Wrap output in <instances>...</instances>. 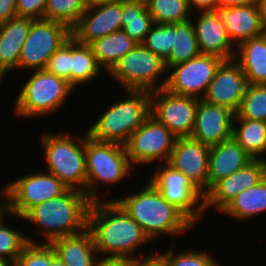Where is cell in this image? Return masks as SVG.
<instances>
[{
    "label": "cell",
    "mask_w": 266,
    "mask_h": 266,
    "mask_svg": "<svg viewBox=\"0 0 266 266\" xmlns=\"http://www.w3.org/2000/svg\"><path fill=\"white\" fill-rule=\"evenodd\" d=\"M232 137L254 159H265L263 156H266V122L233 119Z\"/></svg>",
    "instance_id": "obj_28"
},
{
    "label": "cell",
    "mask_w": 266,
    "mask_h": 266,
    "mask_svg": "<svg viewBox=\"0 0 266 266\" xmlns=\"http://www.w3.org/2000/svg\"><path fill=\"white\" fill-rule=\"evenodd\" d=\"M107 199L92 201L88 214L87 229L99 258L133 259L155 253L151 249L146 255L136 254L151 240L114 199Z\"/></svg>",
    "instance_id": "obj_1"
},
{
    "label": "cell",
    "mask_w": 266,
    "mask_h": 266,
    "mask_svg": "<svg viewBox=\"0 0 266 266\" xmlns=\"http://www.w3.org/2000/svg\"><path fill=\"white\" fill-rule=\"evenodd\" d=\"M34 19L16 16L0 24V73L5 77L18 71L21 48Z\"/></svg>",
    "instance_id": "obj_23"
},
{
    "label": "cell",
    "mask_w": 266,
    "mask_h": 266,
    "mask_svg": "<svg viewBox=\"0 0 266 266\" xmlns=\"http://www.w3.org/2000/svg\"><path fill=\"white\" fill-rule=\"evenodd\" d=\"M258 3V0H218V6L236 7Z\"/></svg>",
    "instance_id": "obj_45"
},
{
    "label": "cell",
    "mask_w": 266,
    "mask_h": 266,
    "mask_svg": "<svg viewBox=\"0 0 266 266\" xmlns=\"http://www.w3.org/2000/svg\"><path fill=\"white\" fill-rule=\"evenodd\" d=\"M50 245L66 266H95L99 260L88 229L76 235L55 239Z\"/></svg>",
    "instance_id": "obj_24"
},
{
    "label": "cell",
    "mask_w": 266,
    "mask_h": 266,
    "mask_svg": "<svg viewBox=\"0 0 266 266\" xmlns=\"http://www.w3.org/2000/svg\"><path fill=\"white\" fill-rule=\"evenodd\" d=\"M1 193H2L1 196H3V199H2L3 201L0 200V220L3 219L6 215L9 216V202H8L7 184H6V186H4V189H2Z\"/></svg>",
    "instance_id": "obj_46"
},
{
    "label": "cell",
    "mask_w": 266,
    "mask_h": 266,
    "mask_svg": "<svg viewBox=\"0 0 266 266\" xmlns=\"http://www.w3.org/2000/svg\"><path fill=\"white\" fill-rule=\"evenodd\" d=\"M262 22L266 31V0H258Z\"/></svg>",
    "instance_id": "obj_49"
},
{
    "label": "cell",
    "mask_w": 266,
    "mask_h": 266,
    "mask_svg": "<svg viewBox=\"0 0 266 266\" xmlns=\"http://www.w3.org/2000/svg\"><path fill=\"white\" fill-rule=\"evenodd\" d=\"M95 266H130V258H99Z\"/></svg>",
    "instance_id": "obj_44"
},
{
    "label": "cell",
    "mask_w": 266,
    "mask_h": 266,
    "mask_svg": "<svg viewBox=\"0 0 266 266\" xmlns=\"http://www.w3.org/2000/svg\"><path fill=\"white\" fill-rule=\"evenodd\" d=\"M46 70L71 84V38L50 57Z\"/></svg>",
    "instance_id": "obj_39"
},
{
    "label": "cell",
    "mask_w": 266,
    "mask_h": 266,
    "mask_svg": "<svg viewBox=\"0 0 266 266\" xmlns=\"http://www.w3.org/2000/svg\"><path fill=\"white\" fill-rule=\"evenodd\" d=\"M175 243L169 246L166 251L158 252L166 262L167 266H220L219 262L208 254L206 250H191L182 251L177 254L174 252ZM177 254V255H176Z\"/></svg>",
    "instance_id": "obj_37"
},
{
    "label": "cell",
    "mask_w": 266,
    "mask_h": 266,
    "mask_svg": "<svg viewBox=\"0 0 266 266\" xmlns=\"http://www.w3.org/2000/svg\"><path fill=\"white\" fill-rule=\"evenodd\" d=\"M47 0H17L16 11L19 17L44 19Z\"/></svg>",
    "instance_id": "obj_40"
},
{
    "label": "cell",
    "mask_w": 266,
    "mask_h": 266,
    "mask_svg": "<svg viewBox=\"0 0 266 266\" xmlns=\"http://www.w3.org/2000/svg\"><path fill=\"white\" fill-rule=\"evenodd\" d=\"M149 181L161 196L179 209L194 225L205 215L204 195L181 172L167 162L155 165ZM197 222V223H196Z\"/></svg>",
    "instance_id": "obj_9"
},
{
    "label": "cell",
    "mask_w": 266,
    "mask_h": 266,
    "mask_svg": "<svg viewBox=\"0 0 266 266\" xmlns=\"http://www.w3.org/2000/svg\"><path fill=\"white\" fill-rule=\"evenodd\" d=\"M177 137L150 115L126 142L125 149L132 166L166 163Z\"/></svg>",
    "instance_id": "obj_11"
},
{
    "label": "cell",
    "mask_w": 266,
    "mask_h": 266,
    "mask_svg": "<svg viewBox=\"0 0 266 266\" xmlns=\"http://www.w3.org/2000/svg\"><path fill=\"white\" fill-rule=\"evenodd\" d=\"M233 119L266 122V85L248 84Z\"/></svg>",
    "instance_id": "obj_33"
},
{
    "label": "cell",
    "mask_w": 266,
    "mask_h": 266,
    "mask_svg": "<svg viewBox=\"0 0 266 266\" xmlns=\"http://www.w3.org/2000/svg\"><path fill=\"white\" fill-rule=\"evenodd\" d=\"M9 215L23 217L32 207L64 194L69 188L47 171L28 173L7 182Z\"/></svg>",
    "instance_id": "obj_12"
},
{
    "label": "cell",
    "mask_w": 266,
    "mask_h": 266,
    "mask_svg": "<svg viewBox=\"0 0 266 266\" xmlns=\"http://www.w3.org/2000/svg\"><path fill=\"white\" fill-rule=\"evenodd\" d=\"M50 266H66L55 254L53 247L50 245Z\"/></svg>",
    "instance_id": "obj_47"
},
{
    "label": "cell",
    "mask_w": 266,
    "mask_h": 266,
    "mask_svg": "<svg viewBox=\"0 0 266 266\" xmlns=\"http://www.w3.org/2000/svg\"><path fill=\"white\" fill-rule=\"evenodd\" d=\"M210 146L191 137L177 138L168 164L183 173L204 195L208 191Z\"/></svg>",
    "instance_id": "obj_16"
},
{
    "label": "cell",
    "mask_w": 266,
    "mask_h": 266,
    "mask_svg": "<svg viewBox=\"0 0 266 266\" xmlns=\"http://www.w3.org/2000/svg\"><path fill=\"white\" fill-rule=\"evenodd\" d=\"M62 131H43L41 143L47 172L54 174L69 189L86 193L85 138Z\"/></svg>",
    "instance_id": "obj_5"
},
{
    "label": "cell",
    "mask_w": 266,
    "mask_h": 266,
    "mask_svg": "<svg viewBox=\"0 0 266 266\" xmlns=\"http://www.w3.org/2000/svg\"><path fill=\"white\" fill-rule=\"evenodd\" d=\"M191 12L195 9L196 12L211 11L218 6V0H187Z\"/></svg>",
    "instance_id": "obj_43"
},
{
    "label": "cell",
    "mask_w": 266,
    "mask_h": 266,
    "mask_svg": "<svg viewBox=\"0 0 266 266\" xmlns=\"http://www.w3.org/2000/svg\"><path fill=\"white\" fill-rule=\"evenodd\" d=\"M91 203L86 193L68 189L59 197L35 205L23 217H15L37 226L45 236L41 243L50 244L55 239L85 231Z\"/></svg>",
    "instance_id": "obj_2"
},
{
    "label": "cell",
    "mask_w": 266,
    "mask_h": 266,
    "mask_svg": "<svg viewBox=\"0 0 266 266\" xmlns=\"http://www.w3.org/2000/svg\"><path fill=\"white\" fill-rule=\"evenodd\" d=\"M122 0L87 8L71 29L72 37L81 44L122 29Z\"/></svg>",
    "instance_id": "obj_18"
},
{
    "label": "cell",
    "mask_w": 266,
    "mask_h": 266,
    "mask_svg": "<svg viewBox=\"0 0 266 266\" xmlns=\"http://www.w3.org/2000/svg\"><path fill=\"white\" fill-rule=\"evenodd\" d=\"M197 13V18H191V20L201 54L215 55L223 60L233 59L236 47L229 39L225 25L220 23L211 11Z\"/></svg>",
    "instance_id": "obj_21"
},
{
    "label": "cell",
    "mask_w": 266,
    "mask_h": 266,
    "mask_svg": "<svg viewBox=\"0 0 266 266\" xmlns=\"http://www.w3.org/2000/svg\"><path fill=\"white\" fill-rule=\"evenodd\" d=\"M174 34L175 24L155 23L141 44L165 61L173 47Z\"/></svg>",
    "instance_id": "obj_36"
},
{
    "label": "cell",
    "mask_w": 266,
    "mask_h": 266,
    "mask_svg": "<svg viewBox=\"0 0 266 266\" xmlns=\"http://www.w3.org/2000/svg\"><path fill=\"white\" fill-rule=\"evenodd\" d=\"M211 12L225 25L226 33L235 47L265 32L258 3L236 7L216 6Z\"/></svg>",
    "instance_id": "obj_20"
},
{
    "label": "cell",
    "mask_w": 266,
    "mask_h": 266,
    "mask_svg": "<svg viewBox=\"0 0 266 266\" xmlns=\"http://www.w3.org/2000/svg\"><path fill=\"white\" fill-rule=\"evenodd\" d=\"M247 86L239 63L234 58L223 60L202 99L213 105L225 106L235 114Z\"/></svg>",
    "instance_id": "obj_17"
},
{
    "label": "cell",
    "mask_w": 266,
    "mask_h": 266,
    "mask_svg": "<svg viewBox=\"0 0 266 266\" xmlns=\"http://www.w3.org/2000/svg\"><path fill=\"white\" fill-rule=\"evenodd\" d=\"M151 115L177 138L190 137L195 126L198 98L169 93L164 88L150 92Z\"/></svg>",
    "instance_id": "obj_14"
},
{
    "label": "cell",
    "mask_w": 266,
    "mask_h": 266,
    "mask_svg": "<svg viewBox=\"0 0 266 266\" xmlns=\"http://www.w3.org/2000/svg\"><path fill=\"white\" fill-rule=\"evenodd\" d=\"M4 77L0 73V83L3 81Z\"/></svg>",
    "instance_id": "obj_51"
},
{
    "label": "cell",
    "mask_w": 266,
    "mask_h": 266,
    "mask_svg": "<svg viewBox=\"0 0 266 266\" xmlns=\"http://www.w3.org/2000/svg\"><path fill=\"white\" fill-rule=\"evenodd\" d=\"M124 99H116L86 130L97 141L125 145L130 135L151 115L150 92L123 90Z\"/></svg>",
    "instance_id": "obj_4"
},
{
    "label": "cell",
    "mask_w": 266,
    "mask_h": 266,
    "mask_svg": "<svg viewBox=\"0 0 266 266\" xmlns=\"http://www.w3.org/2000/svg\"><path fill=\"white\" fill-rule=\"evenodd\" d=\"M23 84L13 107V113L23 120L55 113L75 90L68 81L46 69L33 71Z\"/></svg>",
    "instance_id": "obj_7"
},
{
    "label": "cell",
    "mask_w": 266,
    "mask_h": 266,
    "mask_svg": "<svg viewBox=\"0 0 266 266\" xmlns=\"http://www.w3.org/2000/svg\"><path fill=\"white\" fill-rule=\"evenodd\" d=\"M266 177V159H254L246 167L216 181L204 194V211L213 208L221 212L245 189L257 185ZM215 207V208H214Z\"/></svg>",
    "instance_id": "obj_15"
},
{
    "label": "cell",
    "mask_w": 266,
    "mask_h": 266,
    "mask_svg": "<svg viewBox=\"0 0 266 266\" xmlns=\"http://www.w3.org/2000/svg\"><path fill=\"white\" fill-rule=\"evenodd\" d=\"M222 61L215 55L199 54L186 62L170 66L164 89L175 95L202 99Z\"/></svg>",
    "instance_id": "obj_13"
},
{
    "label": "cell",
    "mask_w": 266,
    "mask_h": 266,
    "mask_svg": "<svg viewBox=\"0 0 266 266\" xmlns=\"http://www.w3.org/2000/svg\"><path fill=\"white\" fill-rule=\"evenodd\" d=\"M168 69L165 61L147 50L142 44H137L123 56L107 74L118 82L122 90H145L152 92L165 87ZM165 79L159 80L163 75ZM161 81V82H160Z\"/></svg>",
    "instance_id": "obj_8"
},
{
    "label": "cell",
    "mask_w": 266,
    "mask_h": 266,
    "mask_svg": "<svg viewBox=\"0 0 266 266\" xmlns=\"http://www.w3.org/2000/svg\"><path fill=\"white\" fill-rule=\"evenodd\" d=\"M234 113L225 106L199 99L191 138L213 146L232 137Z\"/></svg>",
    "instance_id": "obj_19"
},
{
    "label": "cell",
    "mask_w": 266,
    "mask_h": 266,
    "mask_svg": "<svg viewBox=\"0 0 266 266\" xmlns=\"http://www.w3.org/2000/svg\"><path fill=\"white\" fill-rule=\"evenodd\" d=\"M122 30L141 44L155 24L145 0H122Z\"/></svg>",
    "instance_id": "obj_29"
},
{
    "label": "cell",
    "mask_w": 266,
    "mask_h": 266,
    "mask_svg": "<svg viewBox=\"0 0 266 266\" xmlns=\"http://www.w3.org/2000/svg\"><path fill=\"white\" fill-rule=\"evenodd\" d=\"M116 1H119V0H83V3L86 8H90L93 6L102 5V4L110 3V2H116Z\"/></svg>",
    "instance_id": "obj_48"
},
{
    "label": "cell",
    "mask_w": 266,
    "mask_h": 266,
    "mask_svg": "<svg viewBox=\"0 0 266 266\" xmlns=\"http://www.w3.org/2000/svg\"><path fill=\"white\" fill-rule=\"evenodd\" d=\"M85 161L86 195L92 201L100 200L97 188L101 184H120L134 170L124 145L97 141L89 135L85 138Z\"/></svg>",
    "instance_id": "obj_6"
},
{
    "label": "cell",
    "mask_w": 266,
    "mask_h": 266,
    "mask_svg": "<svg viewBox=\"0 0 266 266\" xmlns=\"http://www.w3.org/2000/svg\"><path fill=\"white\" fill-rule=\"evenodd\" d=\"M16 266H50V244L28 242L23 247Z\"/></svg>",
    "instance_id": "obj_38"
},
{
    "label": "cell",
    "mask_w": 266,
    "mask_h": 266,
    "mask_svg": "<svg viewBox=\"0 0 266 266\" xmlns=\"http://www.w3.org/2000/svg\"><path fill=\"white\" fill-rule=\"evenodd\" d=\"M101 70L91 46L81 44L71 37V85L74 88L85 85L95 80Z\"/></svg>",
    "instance_id": "obj_30"
},
{
    "label": "cell",
    "mask_w": 266,
    "mask_h": 266,
    "mask_svg": "<svg viewBox=\"0 0 266 266\" xmlns=\"http://www.w3.org/2000/svg\"><path fill=\"white\" fill-rule=\"evenodd\" d=\"M0 266H16V261L0 257Z\"/></svg>",
    "instance_id": "obj_50"
},
{
    "label": "cell",
    "mask_w": 266,
    "mask_h": 266,
    "mask_svg": "<svg viewBox=\"0 0 266 266\" xmlns=\"http://www.w3.org/2000/svg\"><path fill=\"white\" fill-rule=\"evenodd\" d=\"M138 43L122 29L94 40L89 45L99 67L108 74L119 59L131 51Z\"/></svg>",
    "instance_id": "obj_26"
},
{
    "label": "cell",
    "mask_w": 266,
    "mask_h": 266,
    "mask_svg": "<svg viewBox=\"0 0 266 266\" xmlns=\"http://www.w3.org/2000/svg\"><path fill=\"white\" fill-rule=\"evenodd\" d=\"M234 59L239 63L248 84L266 85V31L240 43Z\"/></svg>",
    "instance_id": "obj_25"
},
{
    "label": "cell",
    "mask_w": 266,
    "mask_h": 266,
    "mask_svg": "<svg viewBox=\"0 0 266 266\" xmlns=\"http://www.w3.org/2000/svg\"><path fill=\"white\" fill-rule=\"evenodd\" d=\"M142 190L114 200L134 219L151 241L163 235H183L195 225L164 199L148 180ZM180 234V235H179Z\"/></svg>",
    "instance_id": "obj_3"
},
{
    "label": "cell",
    "mask_w": 266,
    "mask_h": 266,
    "mask_svg": "<svg viewBox=\"0 0 266 266\" xmlns=\"http://www.w3.org/2000/svg\"><path fill=\"white\" fill-rule=\"evenodd\" d=\"M72 37L71 29L60 22L35 19L23 43L18 70L46 69L50 57Z\"/></svg>",
    "instance_id": "obj_10"
},
{
    "label": "cell",
    "mask_w": 266,
    "mask_h": 266,
    "mask_svg": "<svg viewBox=\"0 0 266 266\" xmlns=\"http://www.w3.org/2000/svg\"><path fill=\"white\" fill-rule=\"evenodd\" d=\"M17 0H0V24L17 16Z\"/></svg>",
    "instance_id": "obj_42"
},
{
    "label": "cell",
    "mask_w": 266,
    "mask_h": 266,
    "mask_svg": "<svg viewBox=\"0 0 266 266\" xmlns=\"http://www.w3.org/2000/svg\"><path fill=\"white\" fill-rule=\"evenodd\" d=\"M253 160L233 137L210 146L208 190L216 181L246 167Z\"/></svg>",
    "instance_id": "obj_22"
},
{
    "label": "cell",
    "mask_w": 266,
    "mask_h": 266,
    "mask_svg": "<svg viewBox=\"0 0 266 266\" xmlns=\"http://www.w3.org/2000/svg\"><path fill=\"white\" fill-rule=\"evenodd\" d=\"M201 54L192 20L175 24L173 47L165 60L167 69L170 66L186 62Z\"/></svg>",
    "instance_id": "obj_31"
},
{
    "label": "cell",
    "mask_w": 266,
    "mask_h": 266,
    "mask_svg": "<svg viewBox=\"0 0 266 266\" xmlns=\"http://www.w3.org/2000/svg\"><path fill=\"white\" fill-rule=\"evenodd\" d=\"M86 9L83 0H47L44 19L63 23L72 29Z\"/></svg>",
    "instance_id": "obj_34"
},
{
    "label": "cell",
    "mask_w": 266,
    "mask_h": 266,
    "mask_svg": "<svg viewBox=\"0 0 266 266\" xmlns=\"http://www.w3.org/2000/svg\"><path fill=\"white\" fill-rule=\"evenodd\" d=\"M5 216L0 220V257L12 261H17L22 252L23 247L28 243H41L28 234L20 232L15 226L9 227L6 225Z\"/></svg>",
    "instance_id": "obj_35"
},
{
    "label": "cell",
    "mask_w": 266,
    "mask_h": 266,
    "mask_svg": "<svg viewBox=\"0 0 266 266\" xmlns=\"http://www.w3.org/2000/svg\"><path fill=\"white\" fill-rule=\"evenodd\" d=\"M156 252L145 257L130 259V266H167L163 257L158 251Z\"/></svg>",
    "instance_id": "obj_41"
},
{
    "label": "cell",
    "mask_w": 266,
    "mask_h": 266,
    "mask_svg": "<svg viewBox=\"0 0 266 266\" xmlns=\"http://www.w3.org/2000/svg\"><path fill=\"white\" fill-rule=\"evenodd\" d=\"M220 213L237 221H248L266 213V177L238 194Z\"/></svg>",
    "instance_id": "obj_27"
},
{
    "label": "cell",
    "mask_w": 266,
    "mask_h": 266,
    "mask_svg": "<svg viewBox=\"0 0 266 266\" xmlns=\"http://www.w3.org/2000/svg\"><path fill=\"white\" fill-rule=\"evenodd\" d=\"M147 11L157 24L182 23L191 20V9L187 0H145Z\"/></svg>",
    "instance_id": "obj_32"
}]
</instances>
